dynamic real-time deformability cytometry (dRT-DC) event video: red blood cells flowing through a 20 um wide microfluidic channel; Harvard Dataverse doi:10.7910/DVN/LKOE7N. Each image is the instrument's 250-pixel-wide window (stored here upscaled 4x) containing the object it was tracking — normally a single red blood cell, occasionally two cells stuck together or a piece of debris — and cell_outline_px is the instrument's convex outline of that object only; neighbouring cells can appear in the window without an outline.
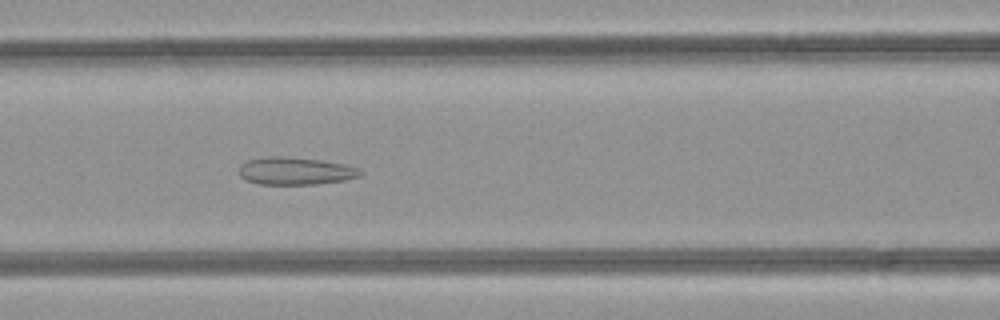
{"species": "common noctule bat (a hibernating species)", "species_latin": "Nyctalus noctula", "temperature_condition": "room temperature", "stored_images_in_passage": 37, "camera_frame_rate_fps": 3000, "um_per_image_px": 0.085, "animal": {"sex": "female", "body_mass_g": 21.9}, "frame": {"image": 1, "passage_image": 8, "time_ms": 2.333, "image_size_px": [1000, 320], "cell_outline_px": [[364, 172], [360, 176], [344, 180], [316, 184], [256, 184], [240, 176], [240, 164], [248, 160], [268, 156], [276, 156], [320, 160], [344, 164], [360, 168]], "centroid_in_image_um": [25.13, 14.54], "position_along_channel_um": 141.5, "area_um2": 19.36}}
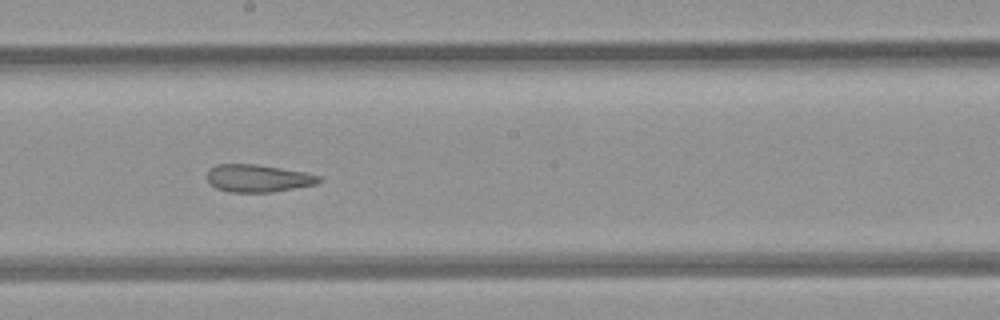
{"frame": {"image": 2, "passage_image": 14, "time_ms": 4.333, "image_size_px": [1000, 320], "cell_outline_px": [[324, 180], [316, 184], [272, 192], [228, 192], [216, 188], [208, 180], [208, 168], [216, 164], [256, 164], [304, 172], [320, 176]], "centroid_in_image_um": [21.93, 15.15], "position_along_channel_um": 226.3, "area_um2": 17.92}}
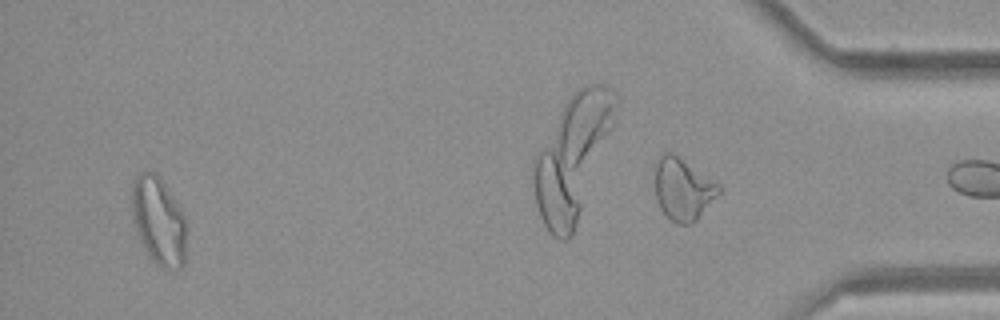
{"frame": {"image": 3, "passage_image": 34, "time_ms": 11.0, "image_size_px": [1000, 320], "cell_outline_px": [[188, 232], [184, 264], [180, 268], [164, 268], [156, 264], [152, 260], [132, 220], [132, 184], [136, 176], [140, 172], [156, 172], [180, 208], [188, 224]], "centroid_in_image_um": [13.52, 18.78], "position_along_channel_um": 421.7, "area_um2": 27.92}}